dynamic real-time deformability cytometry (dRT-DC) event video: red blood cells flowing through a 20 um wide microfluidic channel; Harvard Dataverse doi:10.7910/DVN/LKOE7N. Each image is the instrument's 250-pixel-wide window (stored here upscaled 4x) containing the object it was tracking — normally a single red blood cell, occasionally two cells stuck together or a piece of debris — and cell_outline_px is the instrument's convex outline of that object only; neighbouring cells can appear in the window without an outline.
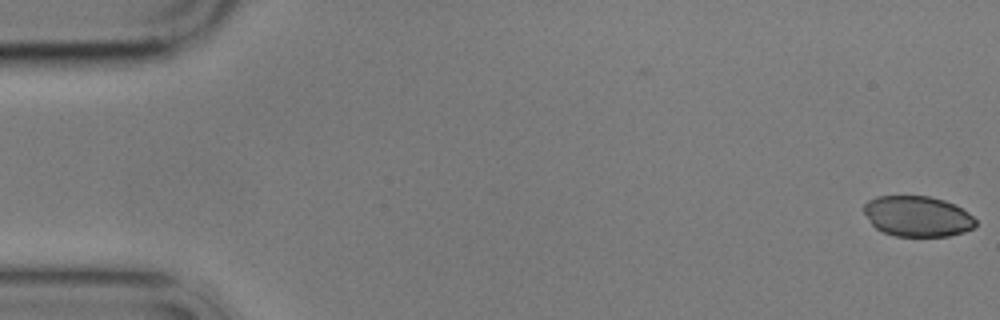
{"species": "common noctule bat (a hibernating species)", "species_latin": "Nyctalus noctula", "temperature_condition": "cold", "stored_images_in_passage": 6, "segment_of_instrument_passage": [1, 2], "camera_frame_rate_fps": 3000, "um_per_image_px": 0.085, "animal": {"sex": "male", "body_mass_g": 17.9}, "frame": {"image": 1, "passage_image": 1, "time_ms": 0.0, "image_size_px": [1000, 320], "cell_outline_px": [[976, 224], [972, 228], [964, 232], [948, 236], [896, 236], [884, 232], [876, 228], [872, 224], [864, 212], [864, 204], [868, 200], [876, 196], [928, 196], [944, 200], [956, 204], [968, 212], [976, 220]], "centroid_in_image_um": [77.99, 18.38], "position_along_channel_um": 7.0, "area_um2": 26.41}}